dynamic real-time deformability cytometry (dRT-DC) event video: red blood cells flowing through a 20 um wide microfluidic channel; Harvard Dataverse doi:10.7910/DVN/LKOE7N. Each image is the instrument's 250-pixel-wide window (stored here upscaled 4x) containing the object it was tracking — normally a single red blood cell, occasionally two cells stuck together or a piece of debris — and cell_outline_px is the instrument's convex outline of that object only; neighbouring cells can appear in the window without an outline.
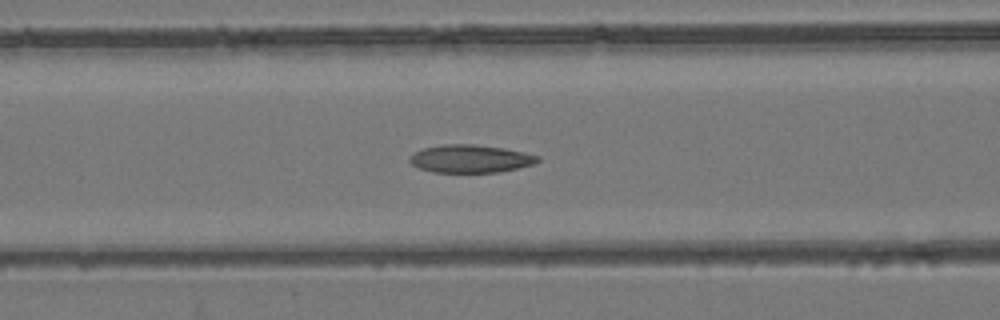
{"species": "common noctule bat (a hibernating species)", "species_latin": "Nyctalus noctula", "temperature_condition": "room temperature", "stored_images_in_passage": 44, "camera_frame_rate_fps": 3000, "um_per_image_px": 0.085, "animal": {"sex": "female", "body_mass_g": 24.6, "forearm_length_mm": 56.2}, "frame": {"image": 1, "passage_image": 21, "time_ms": 6.667, "image_size_px": [1000, 320], "cell_outline_px": [[540, 160], [532, 164], [500, 172], [432, 172], [420, 168], [412, 164], [408, 160], [408, 156], [412, 152], [424, 148], [440, 144], [472, 144], [504, 148], [524, 152], [540, 156]], "centroid_in_image_um": [39.94, 13.48], "position_along_channel_um": 126.7, "area_um2": 20.87}}
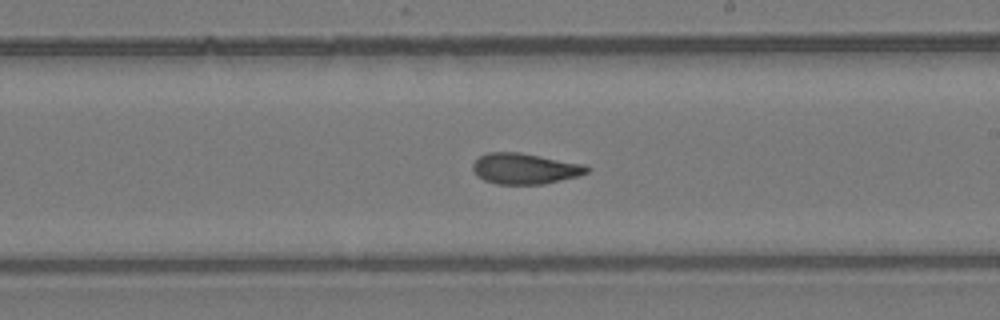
{"frame": {"image": 2, "passage_image": 30, "time_ms": 9.667, "image_size_px": [1000, 320], "cell_outline_px": [[588, 172], [580, 176], [544, 184], [496, 184], [484, 180], [472, 168], [472, 164], [480, 156], [488, 152], [520, 152], [584, 164], [588, 168]], "centroid_in_image_um": [44.63, 14.33], "position_along_channel_um": 244.4, "area_um2": 20.4}}
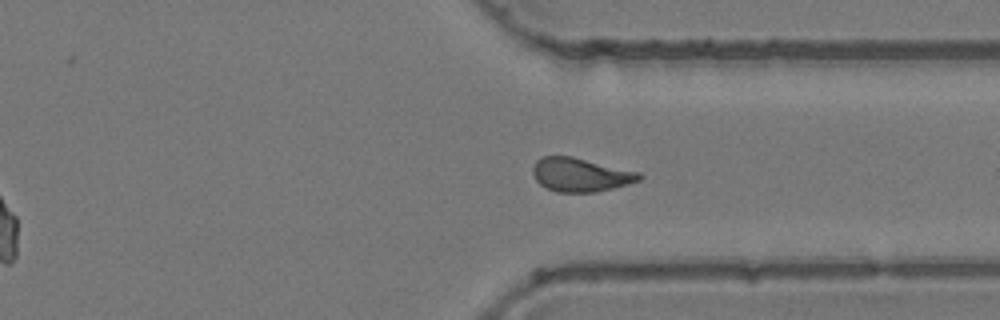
{"frame": {"image": 3, "passage_image": 39, "time_ms": 12.667, "image_size_px": [1000, 320], "cell_outline_px": [[644, 176], [640, 180], [628, 184], [596, 192], [556, 192], [540, 184], [536, 180], [532, 172], [532, 168], [536, 160], [544, 156], [572, 156], [640, 172]], "centroid_in_image_um": [49.35, 14.85], "position_along_channel_um": 362.1, "area_um2": 20.92}, "authors_computed_cell_mechanics": {"area_um2": 21.1837, "velocity_mm_per_s": 3.9316, "shape_relaxation_time_tau1_ms": null, "shape_relaxation_time_tau2_ms": 2.9531, "deformation_change_tau1": null, "deformation_change_tau2": 0.0973}}